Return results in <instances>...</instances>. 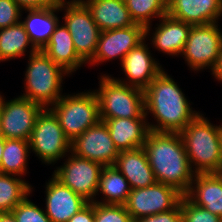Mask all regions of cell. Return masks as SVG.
I'll use <instances>...</instances> for the list:
<instances>
[{
	"label": "cell",
	"mask_w": 222,
	"mask_h": 222,
	"mask_svg": "<svg viewBox=\"0 0 222 222\" xmlns=\"http://www.w3.org/2000/svg\"><path fill=\"white\" fill-rule=\"evenodd\" d=\"M145 114L153 115L150 131L180 133L200 113L192 109L177 82L164 70L144 90Z\"/></svg>",
	"instance_id": "6da1fadb"
},
{
	"label": "cell",
	"mask_w": 222,
	"mask_h": 222,
	"mask_svg": "<svg viewBox=\"0 0 222 222\" xmlns=\"http://www.w3.org/2000/svg\"><path fill=\"white\" fill-rule=\"evenodd\" d=\"M157 182L175 188L183 196L195 173L179 133L149 131L143 146Z\"/></svg>",
	"instance_id": "7a4b0ae2"
},
{
	"label": "cell",
	"mask_w": 222,
	"mask_h": 222,
	"mask_svg": "<svg viewBox=\"0 0 222 222\" xmlns=\"http://www.w3.org/2000/svg\"><path fill=\"white\" fill-rule=\"evenodd\" d=\"M179 134L195 174L222 171L218 125L199 113Z\"/></svg>",
	"instance_id": "3957f363"
},
{
	"label": "cell",
	"mask_w": 222,
	"mask_h": 222,
	"mask_svg": "<svg viewBox=\"0 0 222 222\" xmlns=\"http://www.w3.org/2000/svg\"><path fill=\"white\" fill-rule=\"evenodd\" d=\"M28 60L24 77L25 92L20 96L41 105L44 109L50 108L63 96L62 78L69 73L42 50L29 54Z\"/></svg>",
	"instance_id": "277c9868"
},
{
	"label": "cell",
	"mask_w": 222,
	"mask_h": 222,
	"mask_svg": "<svg viewBox=\"0 0 222 222\" xmlns=\"http://www.w3.org/2000/svg\"><path fill=\"white\" fill-rule=\"evenodd\" d=\"M94 90L99 101L100 119L148 118L145 114L144 90L123 84L111 75H101Z\"/></svg>",
	"instance_id": "5b68a950"
},
{
	"label": "cell",
	"mask_w": 222,
	"mask_h": 222,
	"mask_svg": "<svg viewBox=\"0 0 222 222\" xmlns=\"http://www.w3.org/2000/svg\"><path fill=\"white\" fill-rule=\"evenodd\" d=\"M49 109L70 142L100 121L99 101L94 90L63 95Z\"/></svg>",
	"instance_id": "8992f818"
},
{
	"label": "cell",
	"mask_w": 222,
	"mask_h": 222,
	"mask_svg": "<svg viewBox=\"0 0 222 222\" xmlns=\"http://www.w3.org/2000/svg\"><path fill=\"white\" fill-rule=\"evenodd\" d=\"M29 145L30 150L48 165L57 163L56 161L63 159L71 151L70 140L49 108L43 109L38 115Z\"/></svg>",
	"instance_id": "52a82bcc"
},
{
	"label": "cell",
	"mask_w": 222,
	"mask_h": 222,
	"mask_svg": "<svg viewBox=\"0 0 222 222\" xmlns=\"http://www.w3.org/2000/svg\"><path fill=\"white\" fill-rule=\"evenodd\" d=\"M218 23L192 25L181 54L191 70L211 69L216 65L222 47V31Z\"/></svg>",
	"instance_id": "ba28073f"
},
{
	"label": "cell",
	"mask_w": 222,
	"mask_h": 222,
	"mask_svg": "<svg viewBox=\"0 0 222 222\" xmlns=\"http://www.w3.org/2000/svg\"><path fill=\"white\" fill-rule=\"evenodd\" d=\"M59 10H65L64 25L71 34L76 53L87 64L97 49L99 27L84 2L60 5Z\"/></svg>",
	"instance_id": "9c48e42d"
},
{
	"label": "cell",
	"mask_w": 222,
	"mask_h": 222,
	"mask_svg": "<svg viewBox=\"0 0 222 222\" xmlns=\"http://www.w3.org/2000/svg\"><path fill=\"white\" fill-rule=\"evenodd\" d=\"M44 108L27 98L18 96L10 101L0 94V135L5 139L31 138L38 115Z\"/></svg>",
	"instance_id": "30bf717a"
},
{
	"label": "cell",
	"mask_w": 222,
	"mask_h": 222,
	"mask_svg": "<svg viewBox=\"0 0 222 222\" xmlns=\"http://www.w3.org/2000/svg\"><path fill=\"white\" fill-rule=\"evenodd\" d=\"M65 160L63 165L54 170L53 176L88 202H94L103 166L73 153Z\"/></svg>",
	"instance_id": "8fae6325"
},
{
	"label": "cell",
	"mask_w": 222,
	"mask_h": 222,
	"mask_svg": "<svg viewBox=\"0 0 222 222\" xmlns=\"http://www.w3.org/2000/svg\"><path fill=\"white\" fill-rule=\"evenodd\" d=\"M182 196L175 188L156 182L148 187L131 189L124 206L131 218L140 219L174 209Z\"/></svg>",
	"instance_id": "7c38bea8"
},
{
	"label": "cell",
	"mask_w": 222,
	"mask_h": 222,
	"mask_svg": "<svg viewBox=\"0 0 222 222\" xmlns=\"http://www.w3.org/2000/svg\"><path fill=\"white\" fill-rule=\"evenodd\" d=\"M70 153L104 167L114 165L120 152L110 137L108 127L100 120L71 142Z\"/></svg>",
	"instance_id": "4fadbf2b"
},
{
	"label": "cell",
	"mask_w": 222,
	"mask_h": 222,
	"mask_svg": "<svg viewBox=\"0 0 222 222\" xmlns=\"http://www.w3.org/2000/svg\"><path fill=\"white\" fill-rule=\"evenodd\" d=\"M145 39V27L134 24L125 28L111 29L100 32L97 49L91 65L102 64L108 60L120 59L121 63L126 54Z\"/></svg>",
	"instance_id": "5bb4252c"
},
{
	"label": "cell",
	"mask_w": 222,
	"mask_h": 222,
	"mask_svg": "<svg viewBox=\"0 0 222 222\" xmlns=\"http://www.w3.org/2000/svg\"><path fill=\"white\" fill-rule=\"evenodd\" d=\"M145 39L131 49L123 58L122 70L127 80H116L129 86L145 90L150 83L164 70L145 44Z\"/></svg>",
	"instance_id": "9a60e30c"
},
{
	"label": "cell",
	"mask_w": 222,
	"mask_h": 222,
	"mask_svg": "<svg viewBox=\"0 0 222 222\" xmlns=\"http://www.w3.org/2000/svg\"><path fill=\"white\" fill-rule=\"evenodd\" d=\"M45 214L52 222H68V220L79 212L89 202L82 196L64 186L53 175L45 185Z\"/></svg>",
	"instance_id": "2e32d148"
},
{
	"label": "cell",
	"mask_w": 222,
	"mask_h": 222,
	"mask_svg": "<svg viewBox=\"0 0 222 222\" xmlns=\"http://www.w3.org/2000/svg\"><path fill=\"white\" fill-rule=\"evenodd\" d=\"M167 15L191 25L218 23L222 0H167Z\"/></svg>",
	"instance_id": "e0dca14e"
},
{
	"label": "cell",
	"mask_w": 222,
	"mask_h": 222,
	"mask_svg": "<svg viewBox=\"0 0 222 222\" xmlns=\"http://www.w3.org/2000/svg\"><path fill=\"white\" fill-rule=\"evenodd\" d=\"M108 127V131L118 151H127L144 146L149 133L146 118H114L100 119Z\"/></svg>",
	"instance_id": "ac0fdd59"
},
{
	"label": "cell",
	"mask_w": 222,
	"mask_h": 222,
	"mask_svg": "<svg viewBox=\"0 0 222 222\" xmlns=\"http://www.w3.org/2000/svg\"><path fill=\"white\" fill-rule=\"evenodd\" d=\"M192 203L222 218V175L197 173L185 195Z\"/></svg>",
	"instance_id": "d6986e66"
},
{
	"label": "cell",
	"mask_w": 222,
	"mask_h": 222,
	"mask_svg": "<svg viewBox=\"0 0 222 222\" xmlns=\"http://www.w3.org/2000/svg\"><path fill=\"white\" fill-rule=\"evenodd\" d=\"M113 166L127 179L131 189L148 187L157 182L143 147L120 151Z\"/></svg>",
	"instance_id": "ffe728a7"
},
{
	"label": "cell",
	"mask_w": 222,
	"mask_h": 222,
	"mask_svg": "<svg viewBox=\"0 0 222 222\" xmlns=\"http://www.w3.org/2000/svg\"><path fill=\"white\" fill-rule=\"evenodd\" d=\"M159 21L160 24H157L151 37L153 48L172 57L181 55L192 25L169 15L163 16Z\"/></svg>",
	"instance_id": "44dd1931"
},
{
	"label": "cell",
	"mask_w": 222,
	"mask_h": 222,
	"mask_svg": "<svg viewBox=\"0 0 222 222\" xmlns=\"http://www.w3.org/2000/svg\"><path fill=\"white\" fill-rule=\"evenodd\" d=\"M69 75L86 64L76 53L73 39L67 27L60 22L52 33L49 42L41 49Z\"/></svg>",
	"instance_id": "7402d4cb"
},
{
	"label": "cell",
	"mask_w": 222,
	"mask_h": 222,
	"mask_svg": "<svg viewBox=\"0 0 222 222\" xmlns=\"http://www.w3.org/2000/svg\"><path fill=\"white\" fill-rule=\"evenodd\" d=\"M100 31L134 25L124 0H84Z\"/></svg>",
	"instance_id": "603a6c76"
},
{
	"label": "cell",
	"mask_w": 222,
	"mask_h": 222,
	"mask_svg": "<svg viewBox=\"0 0 222 222\" xmlns=\"http://www.w3.org/2000/svg\"><path fill=\"white\" fill-rule=\"evenodd\" d=\"M27 17L21 23L24 25L31 42L41 50L50 40L52 33L59 23V6L46 7L41 9H26Z\"/></svg>",
	"instance_id": "cb8c5ba5"
},
{
	"label": "cell",
	"mask_w": 222,
	"mask_h": 222,
	"mask_svg": "<svg viewBox=\"0 0 222 222\" xmlns=\"http://www.w3.org/2000/svg\"><path fill=\"white\" fill-rule=\"evenodd\" d=\"M98 192L104 195L103 201L94 200L100 204L124 205L131 192V187L127 179L113 165L104 166L99 177Z\"/></svg>",
	"instance_id": "d4e9b609"
},
{
	"label": "cell",
	"mask_w": 222,
	"mask_h": 222,
	"mask_svg": "<svg viewBox=\"0 0 222 222\" xmlns=\"http://www.w3.org/2000/svg\"><path fill=\"white\" fill-rule=\"evenodd\" d=\"M27 48H30V55L38 51L21 21L0 29V62L24 56Z\"/></svg>",
	"instance_id": "484cf974"
},
{
	"label": "cell",
	"mask_w": 222,
	"mask_h": 222,
	"mask_svg": "<svg viewBox=\"0 0 222 222\" xmlns=\"http://www.w3.org/2000/svg\"><path fill=\"white\" fill-rule=\"evenodd\" d=\"M29 151L30 145L28 140L4 138L0 173L12 174L20 177L25 175L27 171Z\"/></svg>",
	"instance_id": "4316f807"
},
{
	"label": "cell",
	"mask_w": 222,
	"mask_h": 222,
	"mask_svg": "<svg viewBox=\"0 0 222 222\" xmlns=\"http://www.w3.org/2000/svg\"><path fill=\"white\" fill-rule=\"evenodd\" d=\"M19 176L0 173V213L11 212L33 191Z\"/></svg>",
	"instance_id": "83f0119b"
},
{
	"label": "cell",
	"mask_w": 222,
	"mask_h": 222,
	"mask_svg": "<svg viewBox=\"0 0 222 222\" xmlns=\"http://www.w3.org/2000/svg\"><path fill=\"white\" fill-rule=\"evenodd\" d=\"M124 1L134 23L145 27V39L150 35L152 20L167 15V0Z\"/></svg>",
	"instance_id": "f1b7e54d"
},
{
	"label": "cell",
	"mask_w": 222,
	"mask_h": 222,
	"mask_svg": "<svg viewBox=\"0 0 222 222\" xmlns=\"http://www.w3.org/2000/svg\"><path fill=\"white\" fill-rule=\"evenodd\" d=\"M94 222H134L124 205L94 202Z\"/></svg>",
	"instance_id": "f546056e"
},
{
	"label": "cell",
	"mask_w": 222,
	"mask_h": 222,
	"mask_svg": "<svg viewBox=\"0 0 222 222\" xmlns=\"http://www.w3.org/2000/svg\"><path fill=\"white\" fill-rule=\"evenodd\" d=\"M182 222H222V218L192 203L186 196L181 198Z\"/></svg>",
	"instance_id": "4dcf8cb0"
},
{
	"label": "cell",
	"mask_w": 222,
	"mask_h": 222,
	"mask_svg": "<svg viewBox=\"0 0 222 222\" xmlns=\"http://www.w3.org/2000/svg\"><path fill=\"white\" fill-rule=\"evenodd\" d=\"M17 222H52L44 210L35 205L28 197L11 211Z\"/></svg>",
	"instance_id": "1f68e13d"
},
{
	"label": "cell",
	"mask_w": 222,
	"mask_h": 222,
	"mask_svg": "<svg viewBox=\"0 0 222 222\" xmlns=\"http://www.w3.org/2000/svg\"><path fill=\"white\" fill-rule=\"evenodd\" d=\"M22 11L14 0H0V29L19 23Z\"/></svg>",
	"instance_id": "d6a6232c"
},
{
	"label": "cell",
	"mask_w": 222,
	"mask_h": 222,
	"mask_svg": "<svg viewBox=\"0 0 222 222\" xmlns=\"http://www.w3.org/2000/svg\"><path fill=\"white\" fill-rule=\"evenodd\" d=\"M134 222H182L181 201L170 211L134 219Z\"/></svg>",
	"instance_id": "836d02e7"
},
{
	"label": "cell",
	"mask_w": 222,
	"mask_h": 222,
	"mask_svg": "<svg viewBox=\"0 0 222 222\" xmlns=\"http://www.w3.org/2000/svg\"><path fill=\"white\" fill-rule=\"evenodd\" d=\"M68 222H94V202H89L73 215Z\"/></svg>",
	"instance_id": "e575fe53"
},
{
	"label": "cell",
	"mask_w": 222,
	"mask_h": 222,
	"mask_svg": "<svg viewBox=\"0 0 222 222\" xmlns=\"http://www.w3.org/2000/svg\"><path fill=\"white\" fill-rule=\"evenodd\" d=\"M14 2L24 11L26 9H41L54 6L51 0H14Z\"/></svg>",
	"instance_id": "d590c367"
},
{
	"label": "cell",
	"mask_w": 222,
	"mask_h": 222,
	"mask_svg": "<svg viewBox=\"0 0 222 222\" xmlns=\"http://www.w3.org/2000/svg\"><path fill=\"white\" fill-rule=\"evenodd\" d=\"M212 75L218 81H220V82L222 81V47H221L216 65L212 70Z\"/></svg>",
	"instance_id": "8d00e7d4"
},
{
	"label": "cell",
	"mask_w": 222,
	"mask_h": 222,
	"mask_svg": "<svg viewBox=\"0 0 222 222\" xmlns=\"http://www.w3.org/2000/svg\"><path fill=\"white\" fill-rule=\"evenodd\" d=\"M0 222H17L12 212L0 213Z\"/></svg>",
	"instance_id": "74e56055"
},
{
	"label": "cell",
	"mask_w": 222,
	"mask_h": 222,
	"mask_svg": "<svg viewBox=\"0 0 222 222\" xmlns=\"http://www.w3.org/2000/svg\"><path fill=\"white\" fill-rule=\"evenodd\" d=\"M51 2L56 5V6H60V5H64V4H76V3H83L84 0H51Z\"/></svg>",
	"instance_id": "f35d334b"
},
{
	"label": "cell",
	"mask_w": 222,
	"mask_h": 222,
	"mask_svg": "<svg viewBox=\"0 0 222 222\" xmlns=\"http://www.w3.org/2000/svg\"><path fill=\"white\" fill-rule=\"evenodd\" d=\"M3 149H4V137L0 135V163L2 160Z\"/></svg>",
	"instance_id": "ab89813d"
},
{
	"label": "cell",
	"mask_w": 222,
	"mask_h": 222,
	"mask_svg": "<svg viewBox=\"0 0 222 222\" xmlns=\"http://www.w3.org/2000/svg\"><path fill=\"white\" fill-rule=\"evenodd\" d=\"M219 141H220V152L222 157V124L219 125Z\"/></svg>",
	"instance_id": "60d3db41"
}]
</instances>
